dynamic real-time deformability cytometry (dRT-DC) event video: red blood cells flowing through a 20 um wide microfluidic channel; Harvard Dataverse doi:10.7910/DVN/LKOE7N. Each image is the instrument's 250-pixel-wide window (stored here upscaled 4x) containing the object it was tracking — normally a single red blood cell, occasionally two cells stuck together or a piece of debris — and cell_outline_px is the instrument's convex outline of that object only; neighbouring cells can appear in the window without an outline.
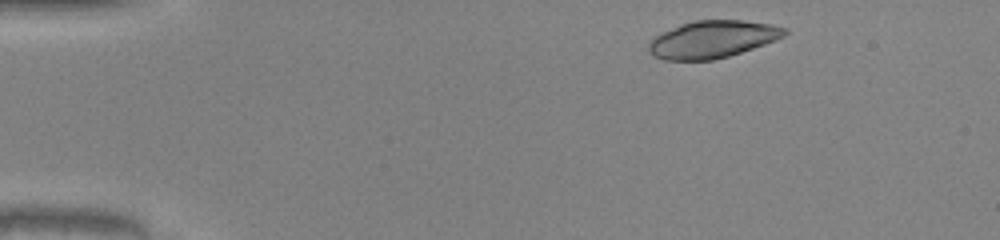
{"species": "common noctule bat (a hibernating species)", "species_latin": "Nyctalus noctula", "temperature_condition": "warm", "stored_images_in_passage": 46, "camera_frame_rate_fps": 3000, "um_per_image_px": 0.085, "animal": {"sex": "male", "body_mass_g": 20.0, "forearm_length_mm": 53.3}, "frame": {"image": 1, "passage_image": 3, "time_ms": 0.667, "image_size_px": [1000, 240], "cell_outline_px": [[788, 32], [784, 36], [776, 40], [728, 56], [712, 60], [664, 60], [652, 56], [648, 52], [648, 44], [656, 36], [680, 24], [692, 20], [744, 20], [772, 24], [788, 28]], "centroid_in_image_um": [60.57, 3.33], "position_along_channel_um": 24.4, "area_um2": 29.54}}